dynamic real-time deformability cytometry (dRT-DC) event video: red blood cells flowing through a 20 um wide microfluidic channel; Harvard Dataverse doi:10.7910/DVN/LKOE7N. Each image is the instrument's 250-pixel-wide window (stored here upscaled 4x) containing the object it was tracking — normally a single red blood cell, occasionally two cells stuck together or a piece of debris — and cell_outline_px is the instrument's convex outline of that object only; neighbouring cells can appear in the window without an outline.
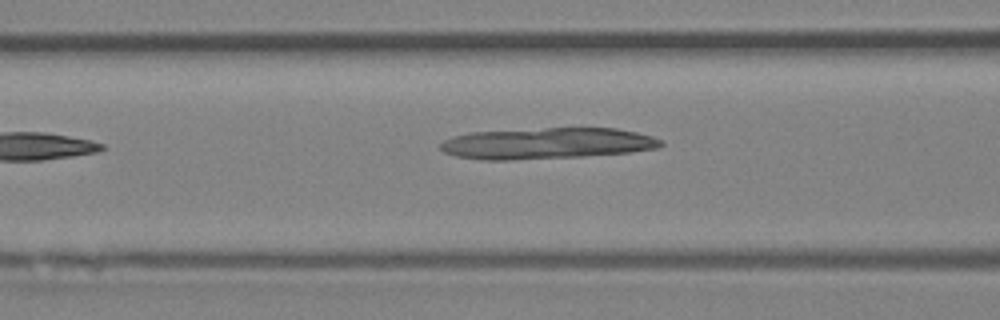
{"species": "Egyptian fruit bat (a non-hibernating species)", "species_latin": "Rousettus aegyptiacus", "temperature_condition": "room temperature", "stored_images_in_passage": 3, "camera_frame_rate_fps": 3000, "um_per_image_px": 0.085, "animal": {"sex": "female"}, "frame": {"image": 1, "passage_image": 3, "time_ms": 2.333, "image_size_px": [1000, 320], "cell_outline_px": [[664, 144], [660, 148], [632, 152], [584, 156], [512, 160], [480, 160], [456, 156], [444, 152], [440, 148], [440, 144], [444, 140], [452, 136], [468, 132], [544, 128], [616, 128], [636, 132], [652, 136], [664, 140]], "centroid_in_image_um": [46.51, 12.19], "position_along_channel_um": 120.1, "area_um2": 40.46}}